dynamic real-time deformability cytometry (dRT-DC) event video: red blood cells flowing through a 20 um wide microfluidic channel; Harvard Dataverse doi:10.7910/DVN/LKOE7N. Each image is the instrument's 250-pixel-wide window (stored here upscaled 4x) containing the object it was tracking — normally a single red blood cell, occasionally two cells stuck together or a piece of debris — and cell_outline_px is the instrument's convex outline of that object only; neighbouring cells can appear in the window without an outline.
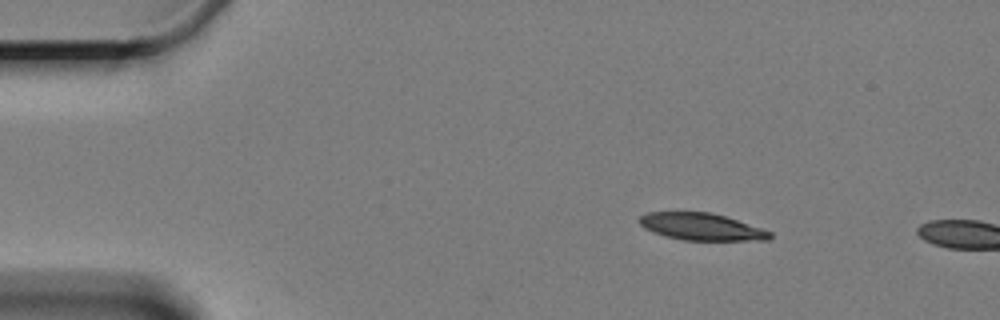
{"species": "Egyptian fruit bat (a non-hibernating species)", "species_latin": "Rousettus aegyptiacus", "temperature_condition": "cold", "stored_images_in_passage": 5, "camera_frame_rate_fps": 3000, "um_per_image_px": 0.085, "animal": {"sex": "female"}, "frame": {"image": 1, "passage_image": 2, "time_ms": 1.333, "image_size_px": [1000, 320], "cell_outline_px": [[772, 236], [768, 240], [684, 240], [664, 236], [652, 232], [644, 228], [640, 224], [640, 216], [648, 212], [712, 212], [772, 232]], "centroid_in_image_um": [59.59, 19.27], "position_along_channel_um": 25.4, "area_um2": 20.4}}
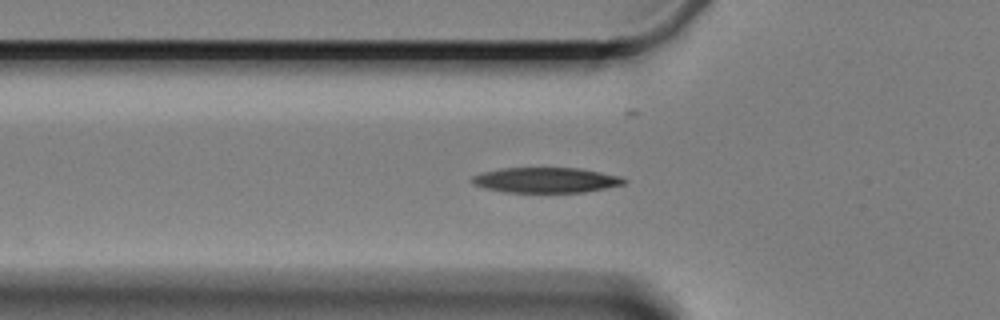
{"frame": {"image": 2, "passage_image": 5, "time_ms": 5.0, "image_size_px": [1000, 320], "cell_outline_px": [[628, 180], [624, 184], [584, 192], [504, 192], [484, 188], [472, 184], [468, 180], [472, 176], [480, 172], [500, 168], [580, 168], [620, 176]], "centroid_in_image_um": [46.33, 15.3], "position_along_channel_um": 79.5, "area_um2": 22.54}}